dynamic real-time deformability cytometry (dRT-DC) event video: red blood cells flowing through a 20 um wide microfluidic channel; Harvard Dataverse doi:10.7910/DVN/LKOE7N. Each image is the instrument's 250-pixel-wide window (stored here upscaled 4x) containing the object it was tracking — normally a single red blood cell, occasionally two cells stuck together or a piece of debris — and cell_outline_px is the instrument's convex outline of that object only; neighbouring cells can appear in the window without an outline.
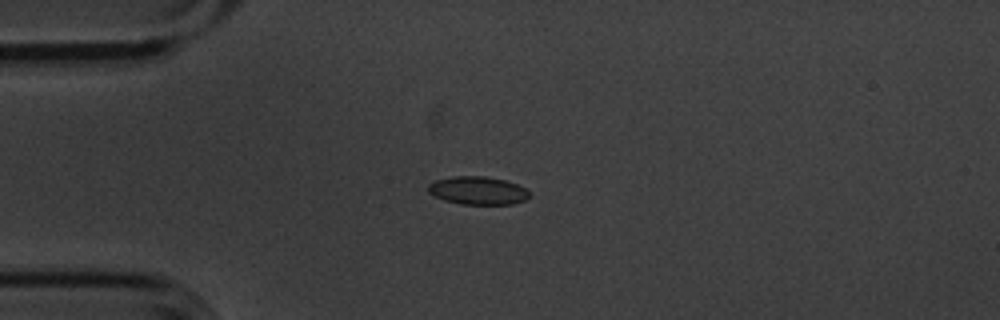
{"species": "common noctule bat (a hibernating species)", "species_latin": "Nyctalus noctula", "temperature_condition": "cold", "stored_images_in_passage": 6, "camera_frame_rate_fps": 3000, "um_per_image_px": 0.085, "animal": {"sex": "male", "body_mass_g": 20.1, "forearm_length_mm": 53.5}, "frame": {"image": 1, "passage_image": 3, "time_ms": 0.667, "image_size_px": [1000, 320], "cell_outline_px": [[528, 196], [524, 200], [512, 204], [460, 204], [444, 200], [428, 192], [428, 184], [436, 180], [452, 176], [484, 176], [504, 180], [516, 184], [524, 188], [528, 192]], "centroid_in_image_um": [40.57, 16.19], "position_along_channel_um": 44.4, "area_um2": 16.36}}
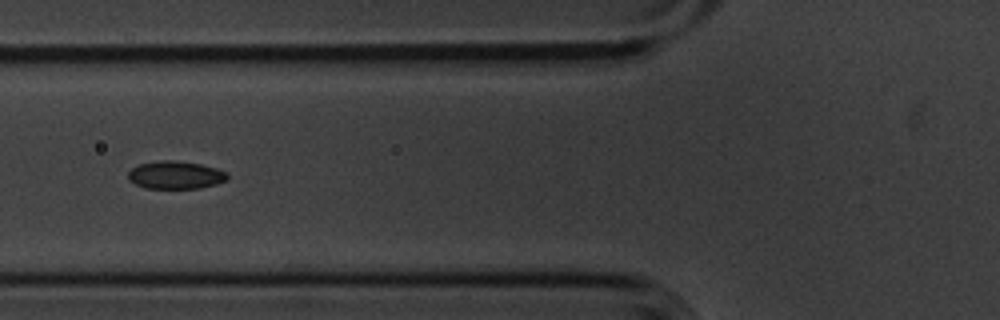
{"frame": {"image": 2, "passage_image": 5, "time_ms": 1.333, "image_size_px": [1000, 320], "cell_outline_px": [[228, 180], [216, 184], [200, 188], [144, 188], [128, 180], [128, 172], [132, 168], [140, 164], [160, 160], [172, 160], [200, 164], [216, 168], [228, 172]], "centroid_in_image_um": [14.93, 14.88], "position_along_channel_um": 110.9, "area_um2": 16.13}}
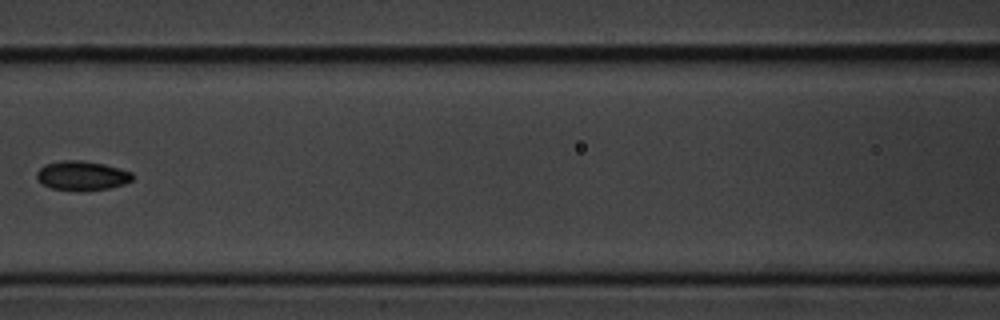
{"frame": {"image": 3, "passage_image": 6, "time_ms": 1.667, "image_size_px": [1000, 320], "cell_outline_px": [[132, 180], [124, 184], [108, 188], [84, 192], [52, 188], [36, 180], [36, 172], [44, 164], [60, 160], [84, 160], [104, 164], [120, 168], [132, 172]], "centroid_in_image_um": [6.95, 14.93], "position_along_channel_um": 159.7, "area_um2": 16.65}}